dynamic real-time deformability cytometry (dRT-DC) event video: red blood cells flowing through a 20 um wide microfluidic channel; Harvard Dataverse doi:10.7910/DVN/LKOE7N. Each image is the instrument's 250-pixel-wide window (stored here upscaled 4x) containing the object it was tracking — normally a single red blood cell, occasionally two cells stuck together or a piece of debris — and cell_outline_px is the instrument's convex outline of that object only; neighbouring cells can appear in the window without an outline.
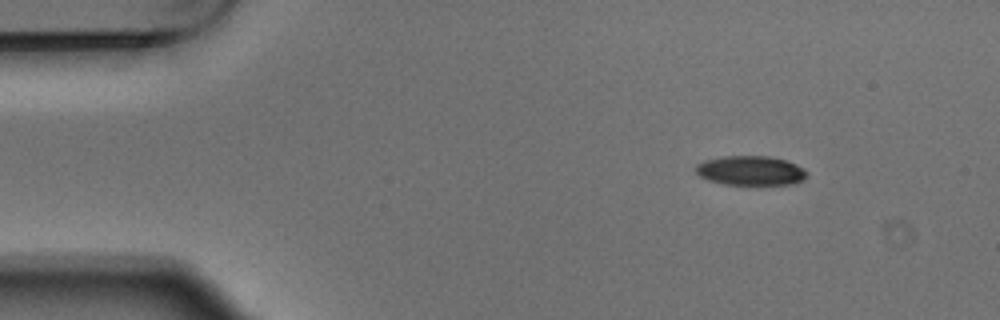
{"species": "Egyptian fruit bat (a non-hibernating species)", "species_latin": "Rousettus aegyptiacus", "temperature_condition": "warm", "stored_images_in_passage": 5, "camera_frame_rate_fps": 3000, "um_per_image_px": 0.085, "animal": {"sex": "male"}, "frame": {"image": 1, "passage_image": 1, "time_ms": 0.0, "image_size_px": [1000, 320], "cell_outline_px": [[808, 176], [804, 180], [792, 184], [724, 184], [708, 180], [700, 176], [692, 168], [696, 164], [704, 160], [720, 156], [768, 156], [788, 160], [804, 168], [808, 172]], "centroid_in_image_um": [63.8, 14.49], "position_along_channel_um": 21.2, "area_um2": 19.36}}
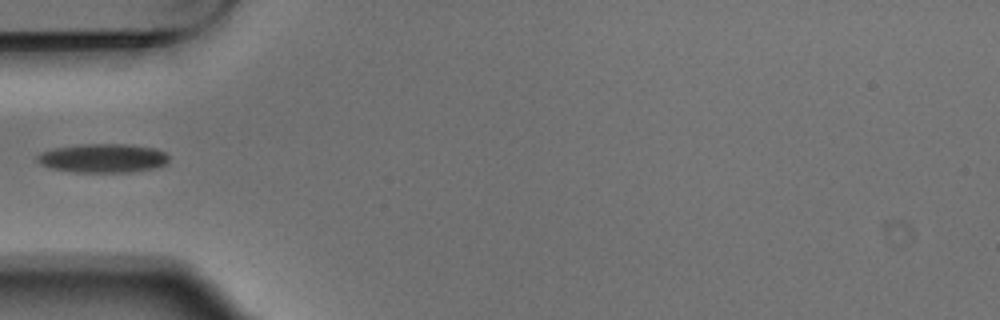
{"frame": {"image": 2, "passage_image": 4, "time_ms": 1.0, "image_size_px": [1000, 320], "cell_outline_px": [[168, 164], [156, 168], [128, 172], [72, 172], [52, 168], [40, 164], [36, 160], [36, 156], [44, 152], [56, 148], [84, 144], [128, 144], [156, 148], [164, 152], [168, 156]], "centroid_in_image_um": [8.79, 13.45], "position_along_channel_um": 76.2, "area_um2": 22.14}}
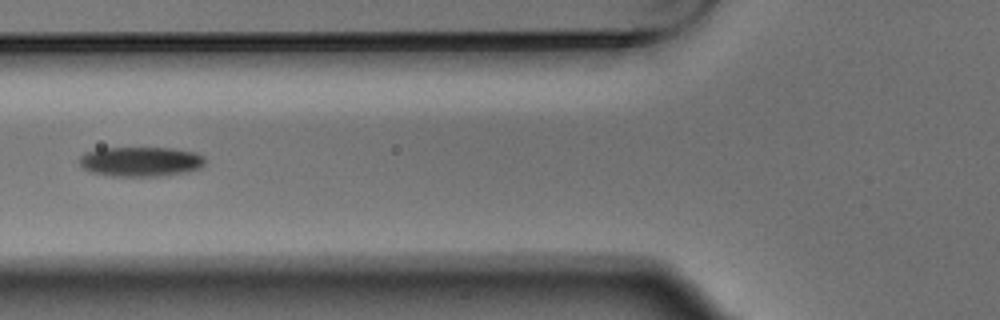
{"frame": {"image": 3, "passage_image": 5, "time_ms": 1.333, "image_size_px": [1000, 320], "cell_outline_px": [[204, 164], [200, 168], [188, 172], [160, 176], [112, 176], [92, 172], [84, 168], [80, 164], [80, 156], [88, 152], [100, 148], [172, 148], [196, 152], [204, 156]], "centroid_in_image_um": [12.0, 13.73], "position_along_channel_um": 113.8, "area_um2": 21.73}}